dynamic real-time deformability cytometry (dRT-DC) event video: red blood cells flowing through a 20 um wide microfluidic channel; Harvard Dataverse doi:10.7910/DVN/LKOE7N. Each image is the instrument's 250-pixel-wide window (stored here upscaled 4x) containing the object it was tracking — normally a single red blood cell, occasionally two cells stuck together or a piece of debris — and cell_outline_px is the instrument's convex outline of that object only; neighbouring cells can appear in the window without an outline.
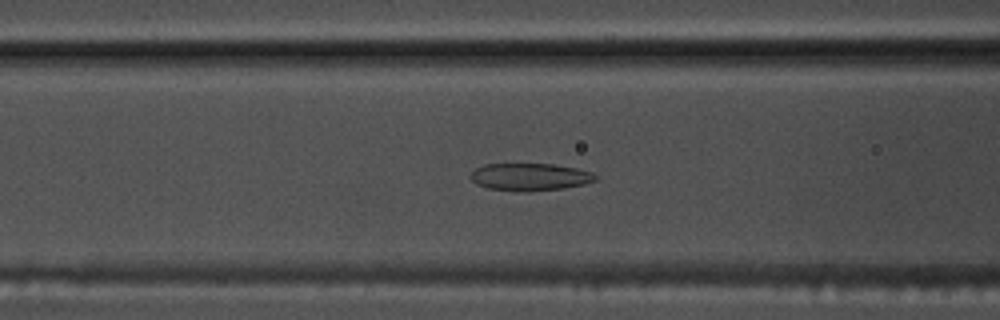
{"species": "common noctule bat (a hibernating species)", "species_latin": "Nyctalus noctula", "temperature_condition": "warm", "stored_images_in_passage": 51, "segment_of_instrument_passage": [1, 2], "camera_frame_rate_fps": 3000, "um_per_image_px": 0.085, "animal": {"sex": "male", "body_mass_g": 17.5, "forearm_length_mm": 52.3}, "frame": {"image": 1, "passage_image": 18, "time_ms": 5.667, "image_size_px": [1000, 320], "cell_outline_px": [[600, 176], [596, 180], [584, 184], [564, 188], [528, 192], [524, 192], [488, 188], [476, 184], [468, 176], [476, 168], [484, 164], [556, 164], [576, 168], [592, 172]], "centroid_in_image_um": [45.06, 15.04], "position_along_channel_um": 121.5, "area_um2": 20.17}}
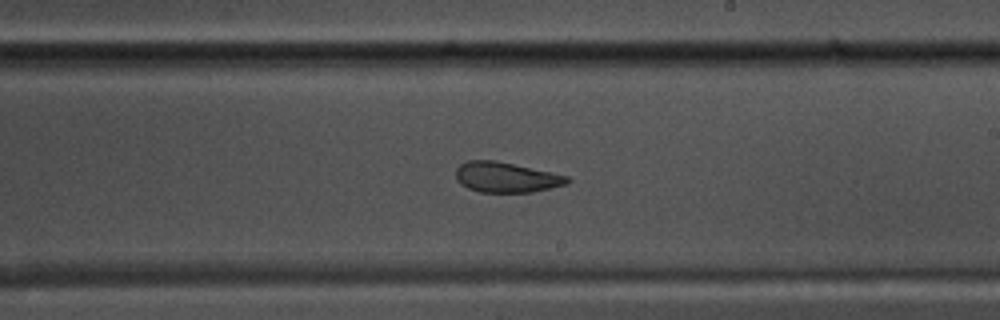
{"frame": {"image": 2, "passage_image": 28, "time_ms": 9.0, "image_size_px": [1000, 320], "cell_outline_px": [[572, 180], [568, 184], [532, 192], [480, 192], [468, 188], [460, 184], [456, 180], [456, 168], [460, 164], [468, 160], [496, 160], [552, 172], [568, 176]], "centroid_in_image_um": [43.03, 15.06], "position_along_channel_um": 246.0, "area_um2": 19.83}}
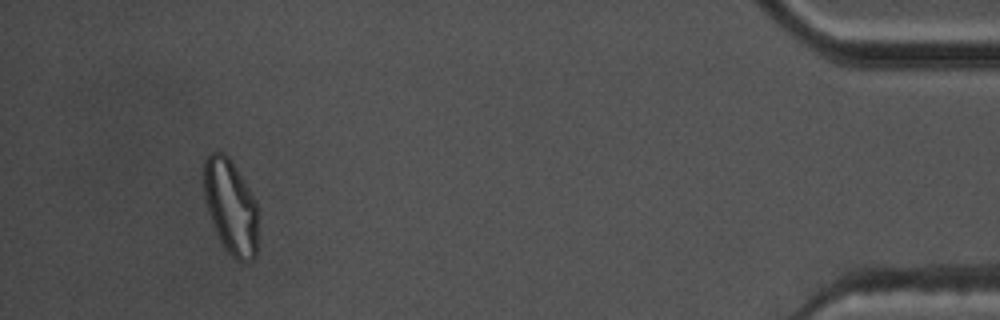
{"frame": {"image": 3, "passage_image": 47, "time_ms": 15.333, "image_size_px": [1000, 320], "cell_outline_px": [[256, 256], [252, 260], [244, 264], [236, 260], [228, 252], [220, 240], [216, 232], [208, 212], [204, 196], [204, 160], [208, 152], [224, 152], [232, 160], [252, 196], [256, 204]], "centroid_in_image_um": [19.58, 17.56], "position_along_channel_um": 415.6, "area_um2": 29.71}}